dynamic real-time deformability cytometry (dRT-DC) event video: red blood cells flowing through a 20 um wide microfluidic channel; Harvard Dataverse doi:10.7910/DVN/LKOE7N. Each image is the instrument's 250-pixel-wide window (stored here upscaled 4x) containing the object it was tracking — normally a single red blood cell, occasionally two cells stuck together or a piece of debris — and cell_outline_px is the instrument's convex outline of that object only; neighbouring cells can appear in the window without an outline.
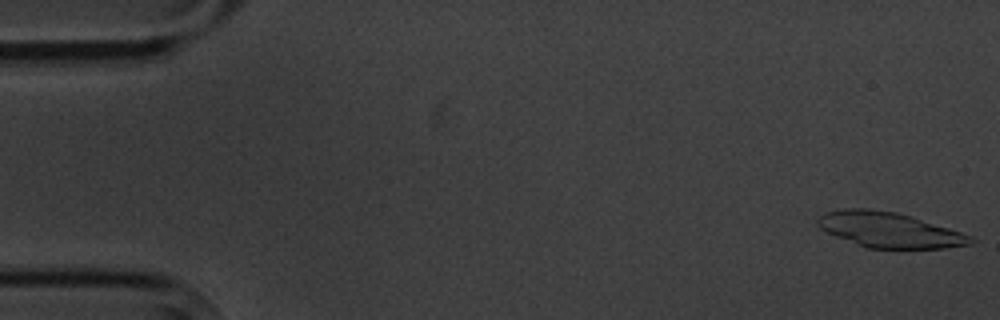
{"species": "common noctule bat (a hibernating species)", "species_latin": "Nyctalus noctula", "temperature_condition": "cold", "stored_images_in_passage": 5, "camera_frame_rate_fps": 3000, "um_per_image_px": 0.085, "animal": {"sex": "male", "body_mass_g": 20.1, "forearm_length_mm": 53.5}, "frame": {"image": 1, "passage_image": 1, "time_ms": 0.0, "image_size_px": [1000, 320], "cell_outline_px": [[976, 240], [972, 244], [944, 248], [864, 248], [836, 236], [820, 228], [816, 224], [816, 220], [824, 212], [844, 208], [868, 208], [896, 212], [912, 216], [972, 236]], "centroid_in_image_um": [75.56, 19.53], "position_along_channel_um": 9.4, "area_um2": 31.44}}